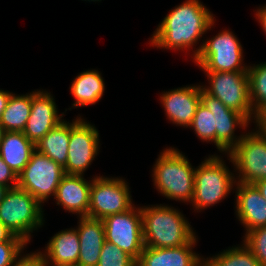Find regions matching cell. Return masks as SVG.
Here are the masks:
<instances>
[{"label": "cell", "instance_id": "5bb4252c", "mask_svg": "<svg viewBox=\"0 0 266 266\" xmlns=\"http://www.w3.org/2000/svg\"><path fill=\"white\" fill-rule=\"evenodd\" d=\"M159 100L167 119L171 123L188 128L201 102V86L200 84H192L174 88L164 93L162 92Z\"/></svg>", "mask_w": 266, "mask_h": 266}, {"label": "cell", "instance_id": "8992f818", "mask_svg": "<svg viewBox=\"0 0 266 266\" xmlns=\"http://www.w3.org/2000/svg\"><path fill=\"white\" fill-rule=\"evenodd\" d=\"M199 55L194 63L204 72H247L243 64V47L230 30H222L216 36L203 39Z\"/></svg>", "mask_w": 266, "mask_h": 266}, {"label": "cell", "instance_id": "52a82bcc", "mask_svg": "<svg viewBox=\"0 0 266 266\" xmlns=\"http://www.w3.org/2000/svg\"><path fill=\"white\" fill-rule=\"evenodd\" d=\"M209 86L201 88L219 99L226 107L242 114L250 123L255 116L250 100L247 72H205Z\"/></svg>", "mask_w": 266, "mask_h": 266}, {"label": "cell", "instance_id": "603a6c76", "mask_svg": "<svg viewBox=\"0 0 266 266\" xmlns=\"http://www.w3.org/2000/svg\"><path fill=\"white\" fill-rule=\"evenodd\" d=\"M69 137L70 123L63 120L35 145L36 150L64 168L68 157Z\"/></svg>", "mask_w": 266, "mask_h": 266}, {"label": "cell", "instance_id": "ffe728a7", "mask_svg": "<svg viewBox=\"0 0 266 266\" xmlns=\"http://www.w3.org/2000/svg\"><path fill=\"white\" fill-rule=\"evenodd\" d=\"M40 251L43 263L77 265L80 243L76 228H68L54 234Z\"/></svg>", "mask_w": 266, "mask_h": 266}, {"label": "cell", "instance_id": "4316f807", "mask_svg": "<svg viewBox=\"0 0 266 266\" xmlns=\"http://www.w3.org/2000/svg\"><path fill=\"white\" fill-rule=\"evenodd\" d=\"M250 100L254 116L266 107V62L248 65Z\"/></svg>", "mask_w": 266, "mask_h": 266}, {"label": "cell", "instance_id": "60d3db41", "mask_svg": "<svg viewBox=\"0 0 266 266\" xmlns=\"http://www.w3.org/2000/svg\"><path fill=\"white\" fill-rule=\"evenodd\" d=\"M84 1H93V2H95V1H101V0H84Z\"/></svg>", "mask_w": 266, "mask_h": 266}, {"label": "cell", "instance_id": "7c38bea8", "mask_svg": "<svg viewBox=\"0 0 266 266\" xmlns=\"http://www.w3.org/2000/svg\"><path fill=\"white\" fill-rule=\"evenodd\" d=\"M105 240L115 244L136 261L144 248L142 215L135 205L123 212L103 219Z\"/></svg>", "mask_w": 266, "mask_h": 266}, {"label": "cell", "instance_id": "30bf717a", "mask_svg": "<svg viewBox=\"0 0 266 266\" xmlns=\"http://www.w3.org/2000/svg\"><path fill=\"white\" fill-rule=\"evenodd\" d=\"M130 192L127 181L121 177L95 176L90 187L87 217L103 220L131 209L135 204Z\"/></svg>", "mask_w": 266, "mask_h": 266}, {"label": "cell", "instance_id": "f546056e", "mask_svg": "<svg viewBox=\"0 0 266 266\" xmlns=\"http://www.w3.org/2000/svg\"><path fill=\"white\" fill-rule=\"evenodd\" d=\"M21 237L14 235L9 241L0 242V266H11L27 247Z\"/></svg>", "mask_w": 266, "mask_h": 266}, {"label": "cell", "instance_id": "7402d4cb", "mask_svg": "<svg viewBox=\"0 0 266 266\" xmlns=\"http://www.w3.org/2000/svg\"><path fill=\"white\" fill-rule=\"evenodd\" d=\"M105 92L104 79L98 70L81 72L71 82L70 93L75 98L73 108L95 105Z\"/></svg>", "mask_w": 266, "mask_h": 266}, {"label": "cell", "instance_id": "44dd1931", "mask_svg": "<svg viewBox=\"0 0 266 266\" xmlns=\"http://www.w3.org/2000/svg\"><path fill=\"white\" fill-rule=\"evenodd\" d=\"M35 150V144L23 132L5 131L0 143V157L17 176L30 161Z\"/></svg>", "mask_w": 266, "mask_h": 266}, {"label": "cell", "instance_id": "f1b7e54d", "mask_svg": "<svg viewBox=\"0 0 266 266\" xmlns=\"http://www.w3.org/2000/svg\"><path fill=\"white\" fill-rule=\"evenodd\" d=\"M243 243L254 254L261 266H266V226L245 233Z\"/></svg>", "mask_w": 266, "mask_h": 266}, {"label": "cell", "instance_id": "2e32d148", "mask_svg": "<svg viewBox=\"0 0 266 266\" xmlns=\"http://www.w3.org/2000/svg\"><path fill=\"white\" fill-rule=\"evenodd\" d=\"M198 242L195 236L189 243L174 248L144 246L136 266H204V257L193 249Z\"/></svg>", "mask_w": 266, "mask_h": 266}, {"label": "cell", "instance_id": "5b68a950", "mask_svg": "<svg viewBox=\"0 0 266 266\" xmlns=\"http://www.w3.org/2000/svg\"><path fill=\"white\" fill-rule=\"evenodd\" d=\"M30 193L14 187L9 188L0 202V222L25 242L31 240V233L44 225V211Z\"/></svg>", "mask_w": 266, "mask_h": 266}, {"label": "cell", "instance_id": "6da1fadb", "mask_svg": "<svg viewBox=\"0 0 266 266\" xmlns=\"http://www.w3.org/2000/svg\"><path fill=\"white\" fill-rule=\"evenodd\" d=\"M169 11L155 29L149 44L159 49L192 50L191 58L195 61L199 48L194 46L215 25L213 13L200 0H185Z\"/></svg>", "mask_w": 266, "mask_h": 266}, {"label": "cell", "instance_id": "9c48e42d", "mask_svg": "<svg viewBox=\"0 0 266 266\" xmlns=\"http://www.w3.org/2000/svg\"><path fill=\"white\" fill-rule=\"evenodd\" d=\"M64 169L48 156L35 150L17 176V187L30 193L41 205L55 197Z\"/></svg>", "mask_w": 266, "mask_h": 266}, {"label": "cell", "instance_id": "836d02e7", "mask_svg": "<svg viewBox=\"0 0 266 266\" xmlns=\"http://www.w3.org/2000/svg\"><path fill=\"white\" fill-rule=\"evenodd\" d=\"M256 19L263 28L264 33L266 34V4L262 7H259L255 10Z\"/></svg>", "mask_w": 266, "mask_h": 266}, {"label": "cell", "instance_id": "f35d334b", "mask_svg": "<svg viewBox=\"0 0 266 266\" xmlns=\"http://www.w3.org/2000/svg\"><path fill=\"white\" fill-rule=\"evenodd\" d=\"M42 266H77V265L43 263Z\"/></svg>", "mask_w": 266, "mask_h": 266}, {"label": "cell", "instance_id": "9a60e30c", "mask_svg": "<svg viewBox=\"0 0 266 266\" xmlns=\"http://www.w3.org/2000/svg\"><path fill=\"white\" fill-rule=\"evenodd\" d=\"M235 213L246 233L266 226V201L254 184H235Z\"/></svg>", "mask_w": 266, "mask_h": 266}, {"label": "cell", "instance_id": "3957f363", "mask_svg": "<svg viewBox=\"0 0 266 266\" xmlns=\"http://www.w3.org/2000/svg\"><path fill=\"white\" fill-rule=\"evenodd\" d=\"M188 158L179 149L169 147L160 152L152 169L156 190L169 200L185 202L194 195V173Z\"/></svg>", "mask_w": 266, "mask_h": 266}, {"label": "cell", "instance_id": "8fae6325", "mask_svg": "<svg viewBox=\"0 0 266 266\" xmlns=\"http://www.w3.org/2000/svg\"><path fill=\"white\" fill-rule=\"evenodd\" d=\"M99 144V131L94 125L81 118V115L72 120L64 173L84 175L99 153Z\"/></svg>", "mask_w": 266, "mask_h": 266}, {"label": "cell", "instance_id": "74e56055", "mask_svg": "<svg viewBox=\"0 0 266 266\" xmlns=\"http://www.w3.org/2000/svg\"><path fill=\"white\" fill-rule=\"evenodd\" d=\"M9 190V187L0 184V202L3 200L6 192Z\"/></svg>", "mask_w": 266, "mask_h": 266}, {"label": "cell", "instance_id": "ab89813d", "mask_svg": "<svg viewBox=\"0 0 266 266\" xmlns=\"http://www.w3.org/2000/svg\"><path fill=\"white\" fill-rule=\"evenodd\" d=\"M5 133V130L4 128L2 127V125L0 124V143H1V140L3 139V135Z\"/></svg>", "mask_w": 266, "mask_h": 266}, {"label": "cell", "instance_id": "8d00e7d4", "mask_svg": "<svg viewBox=\"0 0 266 266\" xmlns=\"http://www.w3.org/2000/svg\"><path fill=\"white\" fill-rule=\"evenodd\" d=\"M257 189L260 191L261 195L266 201V179L260 180L254 183Z\"/></svg>", "mask_w": 266, "mask_h": 266}, {"label": "cell", "instance_id": "ac0fdd59", "mask_svg": "<svg viewBox=\"0 0 266 266\" xmlns=\"http://www.w3.org/2000/svg\"><path fill=\"white\" fill-rule=\"evenodd\" d=\"M76 227L80 243L77 266H97L103 243L105 229L103 220L79 217Z\"/></svg>", "mask_w": 266, "mask_h": 266}, {"label": "cell", "instance_id": "e0dca14e", "mask_svg": "<svg viewBox=\"0 0 266 266\" xmlns=\"http://www.w3.org/2000/svg\"><path fill=\"white\" fill-rule=\"evenodd\" d=\"M92 180L93 177L88 181L83 175L64 174L54 197L56 204L78 218L87 217Z\"/></svg>", "mask_w": 266, "mask_h": 266}, {"label": "cell", "instance_id": "d590c367", "mask_svg": "<svg viewBox=\"0 0 266 266\" xmlns=\"http://www.w3.org/2000/svg\"><path fill=\"white\" fill-rule=\"evenodd\" d=\"M14 235L0 222V242L9 241Z\"/></svg>", "mask_w": 266, "mask_h": 266}, {"label": "cell", "instance_id": "277c9868", "mask_svg": "<svg viewBox=\"0 0 266 266\" xmlns=\"http://www.w3.org/2000/svg\"><path fill=\"white\" fill-rule=\"evenodd\" d=\"M222 156L209 155L194 173V195L190 205L201 212L228 197L236 184V176L229 171Z\"/></svg>", "mask_w": 266, "mask_h": 266}, {"label": "cell", "instance_id": "e575fe53", "mask_svg": "<svg viewBox=\"0 0 266 266\" xmlns=\"http://www.w3.org/2000/svg\"><path fill=\"white\" fill-rule=\"evenodd\" d=\"M12 92H9L7 90L0 89V117L2 115V112L5 110L7 102L10 98V95Z\"/></svg>", "mask_w": 266, "mask_h": 266}, {"label": "cell", "instance_id": "cb8c5ba5", "mask_svg": "<svg viewBox=\"0 0 266 266\" xmlns=\"http://www.w3.org/2000/svg\"><path fill=\"white\" fill-rule=\"evenodd\" d=\"M188 128L203 142H213L216 146L215 97L201 88V102Z\"/></svg>", "mask_w": 266, "mask_h": 266}, {"label": "cell", "instance_id": "484cf974", "mask_svg": "<svg viewBox=\"0 0 266 266\" xmlns=\"http://www.w3.org/2000/svg\"><path fill=\"white\" fill-rule=\"evenodd\" d=\"M204 266H261L254 254L242 244L228 247L220 254L204 258Z\"/></svg>", "mask_w": 266, "mask_h": 266}, {"label": "cell", "instance_id": "d6986e66", "mask_svg": "<svg viewBox=\"0 0 266 266\" xmlns=\"http://www.w3.org/2000/svg\"><path fill=\"white\" fill-rule=\"evenodd\" d=\"M216 147L220 153L228 154L242 139L235 135L237 127L245 130L250 122L240 113L226 107L215 97Z\"/></svg>", "mask_w": 266, "mask_h": 266}, {"label": "cell", "instance_id": "7a4b0ae2", "mask_svg": "<svg viewBox=\"0 0 266 266\" xmlns=\"http://www.w3.org/2000/svg\"><path fill=\"white\" fill-rule=\"evenodd\" d=\"M144 246L174 248L189 243L196 233L180 209L168 205L141 206Z\"/></svg>", "mask_w": 266, "mask_h": 266}, {"label": "cell", "instance_id": "1f68e13d", "mask_svg": "<svg viewBox=\"0 0 266 266\" xmlns=\"http://www.w3.org/2000/svg\"><path fill=\"white\" fill-rule=\"evenodd\" d=\"M42 256L37 250L31 253H23L11 266H42Z\"/></svg>", "mask_w": 266, "mask_h": 266}, {"label": "cell", "instance_id": "83f0119b", "mask_svg": "<svg viewBox=\"0 0 266 266\" xmlns=\"http://www.w3.org/2000/svg\"><path fill=\"white\" fill-rule=\"evenodd\" d=\"M136 262L131 255L105 240L97 266H136Z\"/></svg>", "mask_w": 266, "mask_h": 266}, {"label": "cell", "instance_id": "d6a6232c", "mask_svg": "<svg viewBox=\"0 0 266 266\" xmlns=\"http://www.w3.org/2000/svg\"><path fill=\"white\" fill-rule=\"evenodd\" d=\"M253 123L256 124V130L266 136V107L255 115Z\"/></svg>", "mask_w": 266, "mask_h": 266}, {"label": "cell", "instance_id": "d4e9b609", "mask_svg": "<svg viewBox=\"0 0 266 266\" xmlns=\"http://www.w3.org/2000/svg\"><path fill=\"white\" fill-rule=\"evenodd\" d=\"M31 105L32 92L25 95L12 93L0 117V124L4 130L23 132L31 114Z\"/></svg>", "mask_w": 266, "mask_h": 266}, {"label": "cell", "instance_id": "ba28073f", "mask_svg": "<svg viewBox=\"0 0 266 266\" xmlns=\"http://www.w3.org/2000/svg\"><path fill=\"white\" fill-rule=\"evenodd\" d=\"M227 158L237 172L236 182L254 184L266 179V136L256 129L253 132H244L242 139L227 154Z\"/></svg>", "mask_w": 266, "mask_h": 266}, {"label": "cell", "instance_id": "4fadbf2b", "mask_svg": "<svg viewBox=\"0 0 266 266\" xmlns=\"http://www.w3.org/2000/svg\"><path fill=\"white\" fill-rule=\"evenodd\" d=\"M56 102L46 90L32 91L31 114L27 120L24 135L35 145L54 127H56L65 115L59 111Z\"/></svg>", "mask_w": 266, "mask_h": 266}, {"label": "cell", "instance_id": "4dcf8cb0", "mask_svg": "<svg viewBox=\"0 0 266 266\" xmlns=\"http://www.w3.org/2000/svg\"><path fill=\"white\" fill-rule=\"evenodd\" d=\"M0 184L9 188L17 187V175L0 157Z\"/></svg>", "mask_w": 266, "mask_h": 266}]
</instances>
